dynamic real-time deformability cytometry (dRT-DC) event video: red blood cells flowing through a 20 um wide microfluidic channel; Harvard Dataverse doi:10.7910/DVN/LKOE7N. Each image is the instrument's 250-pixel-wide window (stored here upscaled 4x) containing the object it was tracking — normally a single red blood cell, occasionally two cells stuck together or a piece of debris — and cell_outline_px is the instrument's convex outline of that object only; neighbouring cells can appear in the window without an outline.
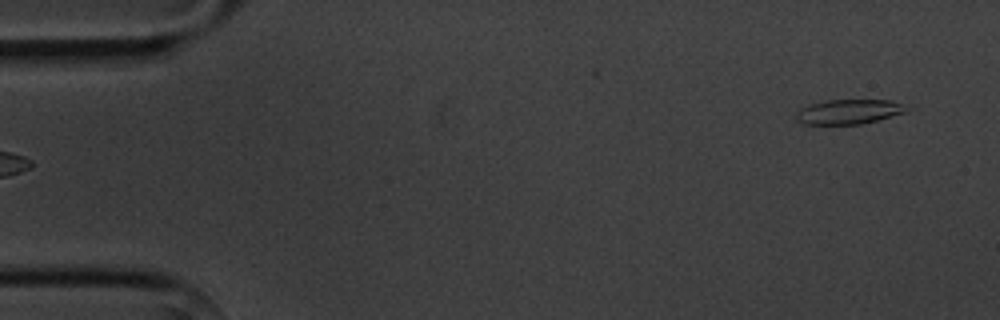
{"species": "common noctule bat (a hibernating species)", "species_latin": "Nyctalus noctula", "temperature_condition": "cold", "stored_images_in_passage": 4, "segment_of_instrument_passage": [2, 2], "camera_frame_rate_fps": 3000, "um_per_image_px": 0.085, "animal": {"sex": "male", "body_mass_g": 20.1, "forearm_length_mm": 53.5}, "frame": {"image": 1, "passage_image": 4, "time_ms": 3.667, "image_size_px": [1000, 320], "cell_outline_px": [[916, 108], [904, 112], [876, 120], [860, 124], [804, 124], [796, 120], [796, 112], [800, 108], [812, 104], [828, 100], [892, 100]], "centroid_in_image_um": [72.2, 9.48], "position_along_channel_um": 12.8, "area_um2": 15.9}}